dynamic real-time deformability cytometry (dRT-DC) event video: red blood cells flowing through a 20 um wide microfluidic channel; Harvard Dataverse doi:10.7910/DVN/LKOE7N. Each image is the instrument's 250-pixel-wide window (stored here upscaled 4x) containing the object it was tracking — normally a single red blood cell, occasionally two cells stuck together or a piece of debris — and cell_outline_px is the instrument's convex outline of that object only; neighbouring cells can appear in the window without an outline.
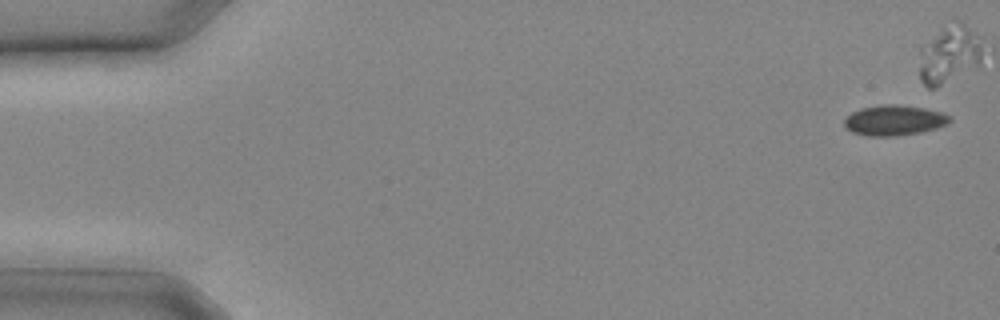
{"species": "common noctule bat (a hibernating species)", "species_latin": "Nyctalus noctula", "temperature_condition": "cold", "stored_images_in_passage": 14, "camera_frame_rate_fps": 3000, "um_per_image_px": 0.085, "animal": {"sex": "male", "body_mass_g": 20.4}, "frame": {"image": 1, "passage_image": 1, "time_ms": 0.0, "image_size_px": [1000, 320], "cell_outline_px": [[952, 120], [948, 124], [936, 128], [920, 132], [896, 136], [868, 136], [852, 132], [844, 128], [844, 120], [852, 112], [860, 108], [880, 104], [896, 104], [924, 108], [940, 112], [948, 116]], "centroid_in_image_um": [75.97, 10.22], "position_along_channel_um": 9.0, "area_um2": 18.67}}